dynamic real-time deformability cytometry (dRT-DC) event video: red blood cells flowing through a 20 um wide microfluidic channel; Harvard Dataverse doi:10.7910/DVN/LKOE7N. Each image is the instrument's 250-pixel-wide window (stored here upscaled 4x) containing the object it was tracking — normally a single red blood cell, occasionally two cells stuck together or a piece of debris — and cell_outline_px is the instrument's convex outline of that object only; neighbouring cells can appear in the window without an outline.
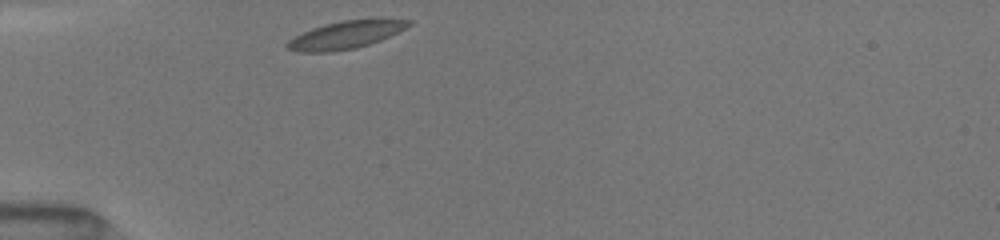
{"species": "common noctule bat (a hibernating species)", "species_latin": "Nyctalus noctula", "temperature_condition": "room temperature", "stored_images_in_passage": 29, "camera_frame_rate_fps": 3000, "um_per_image_px": 0.085, "animal": {"sex": "female", "body_mass_g": 19.5, "forearm_length_mm": 54.1}, "frame": {"image": 1, "passage_image": 1, "time_ms": 0.0, "image_size_px": [1000, 240], "cell_outline_px": [[412, 24], [380, 40], [356, 48], [332, 52], [296, 52], [288, 48], [284, 44], [288, 40], [312, 28], [324, 24], [344, 20], [376, 16], [384, 16], [412, 20]], "centroid_in_image_um": [29.45, 2.91], "position_along_channel_um": 55.5, "area_um2": 20.17}}
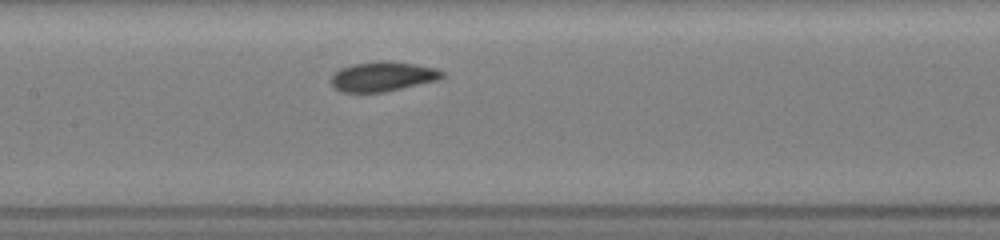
{"frame": {"image": 2, "passage_image": 11, "time_ms": 3.333, "image_size_px": [1000, 240], "cell_outline_px": [[444, 76], [436, 80], [384, 92], [340, 92], [328, 80], [332, 72], [340, 68], [352, 64], [380, 60], [384, 60], [416, 64], [436, 68], [444, 72]], "centroid_in_image_um": [32.46, 6.49], "position_along_channel_um": 174.9, "area_um2": 19.36}}
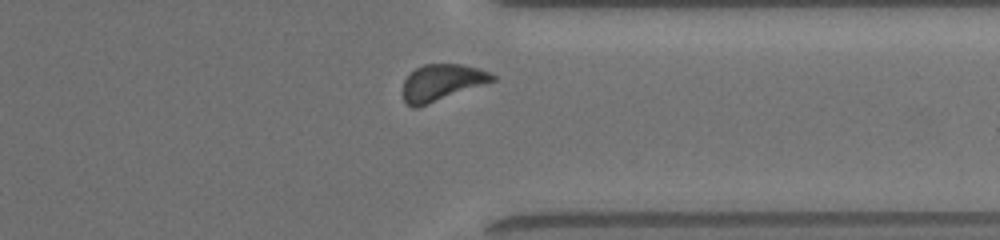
{"frame": {"image": 3, "passage_image": 26, "time_ms": 8.333, "image_size_px": [1000, 240], "cell_outline_px": [[496, 80], [428, 104], [416, 108], [412, 108], [404, 100], [400, 92], [404, 80], [416, 68], [424, 64], [460, 64], [492, 72], [496, 76]], "centroid_in_image_um": [37.53, 7.02], "position_along_channel_um": 373.9, "area_um2": 19.07}, "authors_computed_cell_mechanics": {"area_um2": 19.074, "velocity_mm_per_s": 3.9924, "shape_relaxation_time_tau1_ms": 1.6171, "shape_relaxation_time_tau2_ms": null, "deformation_change_tau1": 0.0963, "deformation_change_tau2": null}}